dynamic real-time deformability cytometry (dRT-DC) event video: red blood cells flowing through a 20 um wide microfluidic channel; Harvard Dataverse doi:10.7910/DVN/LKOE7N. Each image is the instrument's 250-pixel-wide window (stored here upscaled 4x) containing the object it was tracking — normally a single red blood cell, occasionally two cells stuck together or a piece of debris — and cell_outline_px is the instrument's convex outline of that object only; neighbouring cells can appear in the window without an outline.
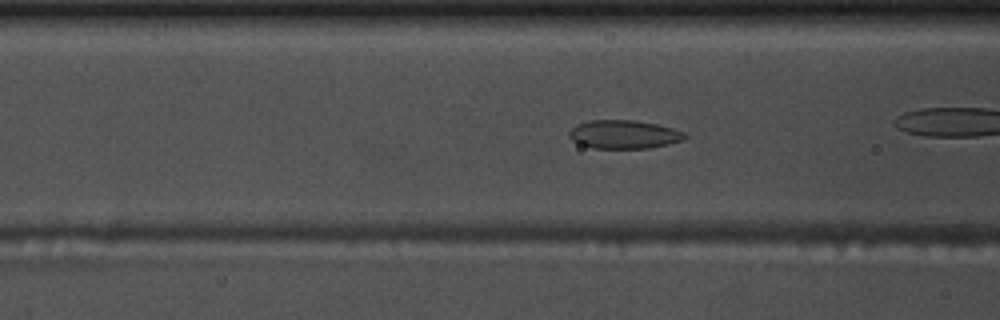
{"species": "common noctule bat (a hibernating species)", "species_latin": "Nyctalus noctula", "temperature_condition": "warm", "stored_images_in_passage": 46, "camera_frame_rate_fps": 3000, "um_per_image_px": 0.085, "animal": {"sex": "male", "body_mass_g": 17.5, "forearm_length_mm": 52.3}, "frame": {"image": 1, "passage_image": 20, "time_ms": 6.333, "image_size_px": [1000, 320], "cell_outline_px": [[688, 136], [684, 140], [668, 144], [648, 148], [592, 148], [580, 144], [572, 140], [568, 136], [568, 132], [576, 124], [588, 120], [632, 120], [656, 124], [672, 128], [684, 132]], "centroid_in_image_um": [53.01, 11.42], "position_along_channel_um": 113.6, "area_um2": 19.25}, "authors_computed_cell_mechanics": {"area_um2": 19.6809, "velocity_mm_per_s": 3.6992, "shape_relaxation_time_tau1_ms": 7.6088, "shape_relaxation_time_tau2_ms": 1.8247, "deformation_change_tau1": 0.1468, "deformation_change_tau2": 0.064}}